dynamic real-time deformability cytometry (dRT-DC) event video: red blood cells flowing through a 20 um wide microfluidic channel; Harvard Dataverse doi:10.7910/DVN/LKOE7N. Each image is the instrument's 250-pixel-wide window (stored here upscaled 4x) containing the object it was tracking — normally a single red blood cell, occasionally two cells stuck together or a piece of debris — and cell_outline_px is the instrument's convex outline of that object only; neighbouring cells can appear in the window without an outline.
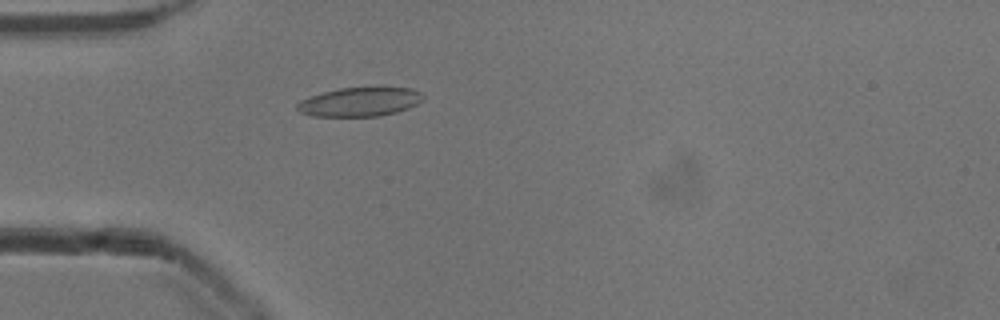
{"species": "common noctule bat (a hibernating species)", "species_latin": "Nyctalus noctula", "temperature_condition": "cold", "stored_images_in_passage": 39, "camera_frame_rate_fps": 3000, "um_per_image_px": 0.085, "animal": {"sex": "male", "body_mass_g": 13.3}, "frame": {"image": 1, "passage_image": 2, "time_ms": 0.333, "image_size_px": [1000, 320], "cell_outline_px": [[424, 100], [408, 108], [396, 112], [380, 116], [312, 116], [300, 112], [296, 108], [296, 104], [300, 100], [324, 92], [340, 88], [412, 88], [420, 92], [424, 96]], "centroid_in_image_um": [30.59, 8.67], "position_along_channel_um": 54.4, "area_um2": 21.1}}
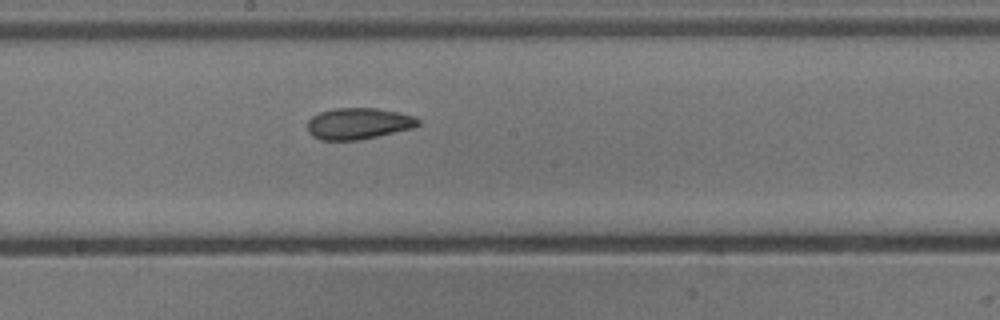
{"frame": {"image": 2, "passage_image": 15, "time_ms": 4.667, "image_size_px": [1000, 320], "cell_outline_px": [[420, 124], [412, 128], [360, 140], [320, 140], [312, 136], [308, 132], [308, 120], [312, 116], [320, 112], [336, 108], [376, 108], [396, 112], [412, 116], [420, 120]], "centroid_in_image_um": [30.43, 10.51], "position_along_channel_um": 217.8, "area_um2": 20.11}}
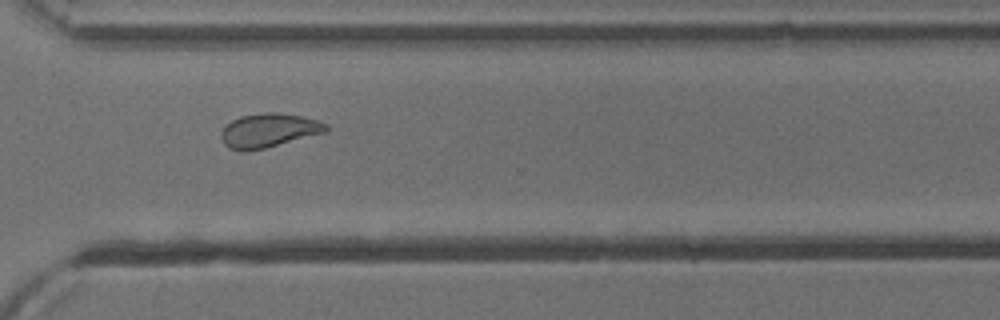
{"frame": {"image": 3, "passage_image": 25, "time_ms": 8.0, "image_size_px": [1000, 320], "cell_outline_px": [[328, 132], [264, 148], [244, 152], [240, 152], [228, 148], [224, 144], [220, 136], [220, 132], [232, 120], [240, 116], [264, 112], [276, 112], [300, 116], [316, 120], [328, 124]], "centroid_in_image_um": [22.83, 11.1], "position_along_channel_um": 347.8, "area_um2": 20.87}, "authors_computed_cell_mechanics": {"area_um2": 20.8658, "velocity_mm_per_s": 3.9193, "shape_relaxation_time_tau1_ms": 8.6147, "shape_relaxation_time_tau2_ms": 3.7518, "deformation_change_tau1": 0.1657, "deformation_change_tau2": 0.0848}}